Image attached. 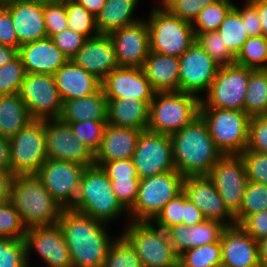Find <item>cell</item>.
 I'll list each match as a JSON object with an SVG mask.
<instances>
[{
  "mask_svg": "<svg viewBox=\"0 0 267 267\" xmlns=\"http://www.w3.org/2000/svg\"><path fill=\"white\" fill-rule=\"evenodd\" d=\"M57 223L70 251L72 267H103L114 241L104 228L106 223L71 208L62 210Z\"/></svg>",
  "mask_w": 267,
  "mask_h": 267,
  "instance_id": "obj_1",
  "label": "cell"
},
{
  "mask_svg": "<svg viewBox=\"0 0 267 267\" xmlns=\"http://www.w3.org/2000/svg\"><path fill=\"white\" fill-rule=\"evenodd\" d=\"M171 141L175 169L184 177L208 175L223 156L200 115L172 134Z\"/></svg>",
  "mask_w": 267,
  "mask_h": 267,
  "instance_id": "obj_2",
  "label": "cell"
},
{
  "mask_svg": "<svg viewBox=\"0 0 267 267\" xmlns=\"http://www.w3.org/2000/svg\"><path fill=\"white\" fill-rule=\"evenodd\" d=\"M10 202L26 229L56 224L63 210L36 175L15 176Z\"/></svg>",
  "mask_w": 267,
  "mask_h": 267,
  "instance_id": "obj_3",
  "label": "cell"
},
{
  "mask_svg": "<svg viewBox=\"0 0 267 267\" xmlns=\"http://www.w3.org/2000/svg\"><path fill=\"white\" fill-rule=\"evenodd\" d=\"M71 209L103 223L127 211L114 194L110 179L97 165L88 166L83 171L79 192Z\"/></svg>",
  "mask_w": 267,
  "mask_h": 267,
  "instance_id": "obj_4",
  "label": "cell"
},
{
  "mask_svg": "<svg viewBox=\"0 0 267 267\" xmlns=\"http://www.w3.org/2000/svg\"><path fill=\"white\" fill-rule=\"evenodd\" d=\"M201 97L181 91L155 92L149 104L152 132L172 135L199 116Z\"/></svg>",
  "mask_w": 267,
  "mask_h": 267,
  "instance_id": "obj_5",
  "label": "cell"
},
{
  "mask_svg": "<svg viewBox=\"0 0 267 267\" xmlns=\"http://www.w3.org/2000/svg\"><path fill=\"white\" fill-rule=\"evenodd\" d=\"M121 235L134 248L143 267H175L179 262L167 231L150 221H130Z\"/></svg>",
  "mask_w": 267,
  "mask_h": 267,
  "instance_id": "obj_6",
  "label": "cell"
},
{
  "mask_svg": "<svg viewBox=\"0 0 267 267\" xmlns=\"http://www.w3.org/2000/svg\"><path fill=\"white\" fill-rule=\"evenodd\" d=\"M182 176L176 170L140 179L134 205L127 211L130 221H152L162 208L183 191Z\"/></svg>",
  "mask_w": 267,
  "mask_h": 267,
  "instance_id": "obj_7",
  "label": "cell"
},
{
  "mask_svg": "<svg viewBox=\"0 0 267 267\" xmlns=\"http://www.w3.org/2000/svg\"><path fill=\"white\" fill-rule=\"evenodd\" d=\"M148 20L151 52L180 57L196 40L192 23L168 9H153Z\"/></svg>",
  "mask_w": 267,
  "mask_h": 267,
  "instance_id": "obj_8",
  "label": "cell"
},
{
  "mask_svg": "<svg viewBox=\"0 0 267 267\" xmlns=\"http://www.w3.org/2000/svg\"><path fill=\"white\" fill-rule=\"evenodd\" d=\"M216 147L223 155L240 154L248 143L250 117L245 111L199 108Z\"/></svg>",
  "mask_w": 267,
  "mask_h": 267,
  "instance_id": "obj_9",
  "label": "cell"
},
{
  "mask_svg": "<svg viewBox=\"0 0 267 267\" xmlns=\"http://www.w3.org/2000/svg\"><path fill=\"white\" fill-rule=\"evenodd\" d=\"M10 143V171L15 175H35L47 160L44 120L33 119Z\"/></svg>",
  "mask_w": 267,
  "mask_h": 267,
  "instance_id": "obj_10",
  "label": "cell"
},
{
  "mask_svg": "<svg viewBox=\"0 0 267 267\" xmlns=\"http://www.w3.org/2000/svg\"><path fill=\"white\" fill-rule=\"evenodd\" d=\"M250 68L236 63L220 66L200 108H223L244 111Z\"/></svg>",
  "mask_w": 267,
  "mask_h": 267,
  "instance_id": "obj_11",
  "label": "cell"
},
{
  "mask_svg": "<svg viewBox=\"0 0 267 267\" xmlns=\"http://www.w3.org/2000/svg\"><path fill=\"white\" fill-rule=\"evenodd\" d=\"M32 119H58L62 99L54 75L26 73L18 92Z\"/></svg>",
  "mask_w": 267,
  "mask_h": 267,
  "instance_id": "obj_12",
  "label": "cell"
},
{
  "mask_svg": "<svg viewBox=\"0 0 267 267\" xmlns=\"http://www.w3.org/2000/svg\"><path fill=\"white\" fill-rule=\"evenodd\" d=\"M85 166L63 160L48 159L42 164L36 177L63 208H72Z\"/></svg>",
  "mask_w": 267,
  "mask_h": 267,
  "instance_id": "obj_13",
  "label": "cell"
},
{
  "mask_svg": "<svg viewBox=\"0 0 267 267\" xmlns=\"http://www.w3.org/2000/svg\"><path fill=\"white\" fill-rule=\"evenodd\" d=\"M132 159L140 179L176 170L171 135L142 131Z\"/></svg>",
  "mask_w": 267,
  "mask_h": 267,
  "instance_id": "obj_14",
  "label": "cell"
},
{
  "mask_svg": "<svg viewBox=\"0 0 267 267\" xmlns=\"http://www.w3.org/2000/svg\"><path fill=\"white\" fill-rule=\"evenodd\" d=\"M223 199L228 211L235 217L240 212L248 178L239 154L223 155L207 175Z\"/></svg>",
  "mask_w": 267,
  "mask_h": 267,
  "instance_id": "obj_15",
  "label": "cell"
},
{
  "mask_svg": "<svg viewBox=\"0 0 267 267\" xmlns=\"http://www.w3.org/2000/svg\"><path fill=\"white\" fill-rule=\"evenodd\" d=\"M219 67L195 41L179 57V91L195 96L208 91Z\"/></svg>",
  "mask_w": 267,
  "mask_h": 267,
  "instance_id": "obj_16",
  "label": "cell"
},
{
  "mask_svg": "<svg viewBox=\"0 0 267 267\" xmlns=\"http://www.w3.org/2000/svg\"><path fill=\"white\" fill-rule=\"evenodd\" d=\"M47 158L75 162L85 167L94 165V154L73 133L69 124L59 119H45Z\"/></svg>",
  "mask_w": 267,
  "mask_h": 267,
  "instance_id": "obj_17",
  "label": "cell"
},
{
  "mask_svg": "<svg viewBox=\"0 0 267 267\" xmlns=\"http://www.w3.org/2000/svg\"><path fill=\"white\" fill-rule=\"evenodd\" d=\"M183 192L206 220L220 222L225 227L236 225L235 217L228 211L213 181L207 175L186 176Z\"/></svg>",
  "mask_w": 267,
  "mask_h": 267,
  "instance_id": "obj_18",
  "label": "cell"
},
{
  "mask_svg": "<svg viewBox=\"0 0 267 267\" xmlns=\"http://www.w3.org/2000/svg\"><path fill=\"white\" fill-rule=\"evenodd\" d=\"M24 240L27 263L34 248L48 267H72L70 251L58 223L26 229Z\"/></svg>",
  "mask_w": 267,
  "mask_h": 267,
  "instance_id": "obj_19",
  "label": "cell"
},
{
  "mask_svg": "<svg viewBox=\"0 0 267 267\" xmlns=\"http://www.w3.org/2000/svg\"><path fill=\"white\" fill-rule=\"evenodd\" d=\"M113 42L119 67L142 68L150 53L149 28L144 20L108 34Z\"/></svg>",
  "mask_w": 267,
  "mask_h": 267,
  "instance_id": "obj_20",
  "label": "cell"
},
{
  "mask_svg": "<svg viewBox=\"0 0 267 267\" xmlns=\"http://www.w3.org/2000/svg\"><path fill=\"white\" fill-rule=\"evenodd\" d=\"M101 88L107 99L134 98L148 104L155 94L142 68L137 67L116 68L101 81Z\"/></svg>",
  "mask_w": 267,
  "mask_h": 267,
  "instance_id": "obj_21",
  "label": "cell"
},
{
  "mask_svg": "<svg viewBox=\"0 0 267 267\" xmlns=\"http://www.w3.org/2000/svg\"><path fill=\"white\" fill-rule=\"evenodd\" d=\"M220 244L222 267H261L258 241L239 225L225 227Z\"/></svg>",
  "mask_w": 267,
  "mask_h": 267,
  "instance_id": "obj_22",
  "label": "cell"
},
{
  "mask_svg": "<svg viewBox=\"0 0 267 267\" xmlns=\"http://www.w3.org/2000/svg\"><path fill=\"white\" fill-rule=\"evenodd\" d=\"M71 60L100 81L119 67L113 42L105 34L87 39Z\"/></svg>",
  "mask_w": 267,
  "mask_h": 267,
  "instance_id": "obj_23",
  "label": "cell"
},
{
  "mask_svg": "<svg viewBox=\"0 0 267 267\" xmlns=\"http://www.w3.org/2000/svg\"><path fill=\"white\" fill-rule=\"evenodd\" d=\"M14 29L21 45L47 38L43 17V4L29 0H17L7 4Z\"/></svg>",
  "mask_w": 267,
  "mask_h": 267,
  "instance_id": "obj_24",
  "label": "cell"
},
{
  "mask_svg": "<svg viewBox=\"0 0 267 267\" xmlns=\"http://www.w3.org/2000/svg\"><path fill=\"white\" fill-rule=\"evenodd\" d=\"M18 55L26 73L54 75L68 61L49 37L21 45Z\"/></svg>",
  "mask_w": 267,
  "mask_h": 267,
  "instance_id": "obj_25",
  "label": "cell"
},
{
  "mask_svg": "<svg viewBox=\"0 0 267 267\" xmlns=\"http://www.w3.org/2000/svg\"><path fill=\"white\" fill-rule=\"evenodd\" d=\"M62 101L86 97L101 88V81L72 60H68L54 74Z\"/></svg>",
  "mask_w": 267,
  "mask_h": 267,
  "instance_id": "obj_26",
  "label": "cell"
},
{
  "mask_svg": "<svg viewBox=\"0 0 267 267\" xmlns=\"http://www.w3.org/2000/svg\"><path fill=\"white\" fill-rule=\"evenodd\" d=\"M142 130L117 127L107 123L101 146L94 155V162L132 159Z\"/></svg>",
  "mask_w": 267,
  "mask_h": 267,
  "instance_id": "obj_27",
  "label": "cell"
},
{
  "mask_svg": "<svg viewBox=\"0 0 267 267\" xmlns=\"http://www.w3.org/2000/svg\"><path fill=\"white\" fill-rule=\"evenodd\" d=\"M224 228L220 222L205 219L191 227L179 224L171 226L166 231L176 253L180 255L185 250L218 242Z\"/></svg>",
  "mask_w": 267,
  "mask_h": 267,
  "instance_id": "obj_28",
  "label": "cell"
},
{
  "mask_svg": "<svg viewBox=\"0 0 267 267\" xmlns=\"http://www.w3.org/2000/svg\"><path fill=\"white\" fill-rule=\"evenodd\" d=\"M142 70L155 92L179 91V57L150 51Z\"/></svg>",
  "mask_w": 267,
  "mask_h": 267,
  "instance_id": "obj_29",
  "label": "cell"
},
{
  "mask_svg": "<svg viewBox=\"0 0 267 267\" xmlns=\"http://www.w3.org/2000/svg\"><path fill=\"white\" fill-rule=\"evenodd\" d=\"M107 123L117 127L147 130L149 104L134 98L107 99Z\"/></svg>",
  "mask_w": 267,
  "mask_h": 267,
  "instance_id": "obj_30",
  "label": "cell"
},
{
  "mask_svg": "<svg viewBox=\"0 0 267 267\" xmlns=\"http://www.w3.org/2000/svg\"><path fill=\"white\" fill-rule=\"evenodd\" d=\"M58 119L66 124L86 120L107 121V98L102 88L92 95L63 101Z\"/></svg>",
  "mask_w": 267,
  "mask_h": 267,
  "instance_id": "obj_31",
  "label": "cell"
},
{
  "mask_svg": "<svg viewBox=\"0 0 267 267\" xmlns=\"http://www.w3.org/2000/svg\"><path fill=\"white\" fill-rule=\"evenodd\" d=\"M139 0H107L96 16L99 34L108 35L112 31L140 21L132 17Z\"/></svg>",
  "mask_w": 267,
  "mask_h": 267,
  "instance_id": "obj_32",
  "label": "cell"
},
{
  "mask_svg": "<svg viewBox=\"0 0 267 267\" xmlns=\"http://www.w3.org/2000/svg\"><path fill=\"white\" fill-rule=\"evenodd\" d=\"M33 119L19 94L0 96V136L11 138Z\"/></svg>",
  "mask_w": 267,
  "mask_h": 267,
  "instance_id": "obj_33",
  "label": "cell"
},
{
  "mask_svg": "<svg viewBox=\"0 0 267 267\" xmlns=\"http://www.w3.org/2000/svg\"><path fill=\"white\" fill-rule=\"evenodd\" d=\"M244 111L250 118L267 114V69H250Z\"/></svg>",
  "mask_w": 267,
  "mask_h": 267,
  "instance_id": "obj_34",
  "label": "cell"
},
{
  "mask_svg": "<svg viewBox=\"0 0 267 267\" xmlns=\"http://www.w3.org/2000/svg\"><path fill=\"white\" fill-rule=\"evenodd\" d=\"M217 32L235 57L241 51L244 42L249 38L240 12L235 7L229 11Z\"/></svg>",
  "mask_w": 267,
  "mask_h": 267,
  "instance_id": "obj_35",
  "label": "cell"
},
{
  "mask_svg": "<svg viewBox=\"0 0 267 267\" xmlns=\"http://www.w3.org/2000/svg\"><path fill=\"white\" fill-rule=\"evenodd\" d=\"M179 262L185 267H221L220 240L185 250L179 255Z\"/></svg>",
  "mask_w": 267,
  "mask_h": 267,
  "instance_id": "obj_36",
  "label": "cell"
},
{
  "mask_svg": "<svg viewBox=\"0 0 267 267\" xmlns=\"http://www.w3.org/2000/svg\"><path fill=\"white\" fill-rule=\"evenodd\" d=\"M235 63L253 70L267 69V39L263 35L249 37L235 57Z\"/></svg>",
  "mask_w": 267,
  "mask_h": 267,
  "instance_id": "obj_37",
  "label": "cell"
},
{
  "mask_svg": "<svg viewBox=\"0 0 267 267\" xmlns=\"http://www.w3.org/2000/svg\"><path fill=\"white\" fill-rule=\"evenodd\" d=\"M234 5L231 0H219L206 6L192 23L194 33L217 31Z\"/></svg>",
  "mask_w": 267,
  "mask_h": 267,
  "instance_id": "obj_38",
  "label": "cell"
},
{
  "mask_svg": "<svg viewBox=\"0 0 267 267\" xmlns=\"http://www.w3.org/2000/svg\"><path fill=\"white\" fill-rule=\"evenodd\" d=\"M66 15L69 29L84 35L87 39L99 35L96 17L75 0H66Z\"/></svg>",
  "mask_w": 267,
  "mask_h": 267,
  "instance_id": "obj_39",
  "label": "cell"
},
{
  "mask_svg": "<svg viewBox=\"0 0 267 267\" xmlns=\"http://www.w3.org/2000/svg\"><path fill=\"white\" fill-rule=\"evenodd\" d=\"M196 42L220 66L235 63V56L230 52L217 31L195 33Z\"/></svg>",
  "mask_w": 267,
  "mask_h": 267,
  "instance_id": "obj_40",
  "label": "cell"
},
{
  "mask_svg": "<svg viewBox=\"0 0 267 267\" xmlns=\"http://www.w3.org/2000/svg\"><path fill=\"white\" fill-rule=\"evenodd\" d=\"M103 267H143L131 244L120 235L107 252Z\"/></svg>",
  "mask_w": 267,
  "mask_h": 267,
  "instance_id": "obj_41",
  "label": "cell"
},
{
  "mask_svg": "<svg viewBox=\"0 0 267 267\" xmlns=\"http://www.w3.org/2000/svg\"><path fill=\"white\" fill-rule=\"evenodd\" d=\"M264 210H267V185L248 181L240 212L235 216L236 224L244 217Z\"/></svg>",
  "mask_w": 267,
  "mask_h": 267,
  "instance_id": "obj_42",
  "label": "cell"
},
{
  "mask_svg": "<svg viewBox=\"0 0 267 267\" xmlns=\"http://www.w3.org/2000/svg\"><path fill=\"white\" fill-rule=\"evenodd\" d=\"M74 135L95 155L102 143L103 133L107 121L86 120L80 122H68Z\"/></svg>",
  "mask_w": 267,
  "mask_h": 267,
  "instance_id": "obj_43",
  "label": "cell"
},
{
  "mask_svg": "<svg viewBox=\"0 0 267 267\" xmlns=\"http://www.w3.org/2000/svg\"><path fill=\"white\" fill-rule=\"evenodd\" d=\"M26 75L20 56L0 68V96L17 94Z\"/></svg>",
  "mask_w": 267,
  "mask_h": 267,
  "instance_id": "obj_44",
  "label": "cell"
},
{
  "mask_svg": "<svg viewBox=\"0 0 267 267\" xmlns=\"http://www.w3.org/2000/svg\"><path fill=\"white\" fill-rule=\"evenodd\" d=\"M26 228L11 202L0 204V238L24 239Z\"/></svg>",
  "mask_w": 267,
  "mask_h": 267,
  "instance_id": "obj_45",
  "label": "cell"
},
{
  "mask_svg": "<svg viewBox=\"0 0 267 267\" xmlns=\"http://www.w3.org/2000/svg\"><path fill=\"white\" fill-rule=\"evenodd\" d=\"M24 239L0 238V267H28Z\"/></svg>",
  "mask_w": 267,
  "mask_h": 267,
  "instance_id": "obj_46",
  "label": "cell"
},
{
  "mask_svg": "<svg viewBox=\"0 0 267 267\" xmlns=\"http://www.w3.org/2000/svg\"><path fill=\"white\" fill-rule=\"evenodd\" d=\"M43 17L47 37L49 38L68 29L66 0L57 3L43 4Z\"/></svg>",
  "mask_w": 267,
  "mask_h": 267,
  "instance_id": "obj_47",
  "label": "cell"
},
{
  "mask_svg": "<svg viewBox=\"0 0 267 267\" xmlns=\"http://www.w3.org/2000/svg\"><path fill=\"white\" fill-rule=\"evenodd\" d=\"M184 213V192L172 198L151 221L156 227L167 230L171 226L182 224Z\"/></svg>",
  "mask_w": 267,
  "mask_h": 267,
  "instance_id": "obj_48",
  "label": "cell"
},
{
  "mask_svg": "<svg viewBox=\"0 0 267 267\" xmlns=\"http://www.w3.org/2000/svg\"><path fill=\"white\" fill-rule=\"evenodd\" d=\"M239 155L243 160L248 181L267 185V154L244 150Z\"/></svg>",
  "mask_w": 267,
  "mask_h": 267,
  "instance_id": "obj_49",
  "label": "cell"
},
{
  "mask_svg": "<svg viewBox=\"0 0 267 267\" xmlns=\"http://www.w3.org/2000/svg\"><path fill=\"white\" fill-rule=\"evenodd\" d=\"M245 150L267 154V116L250 118L248 143Z\"/></svg>",
  "mask_w": 267,
  "mask_h": 267,
  "instance_id": "obj_50",
  "label": "cell"
},
{
  "mask_svg": "<svg viewBox=\"0 0 267 267\" xmlns=\"http://www.w3.org/2000/svg\"><path fill=\"white\" fill-rule=\"evenodd\" d=\"M51 39L68 60H71L75 56L87 40L84 35L76 33L69 28L53 35Z\"/></svg>",
  "mask_w": 267,
  "mask_h": 267,
  "instance_id": "obj_51",
  "label": "cell"
},
{
  "mask_svg": "<svg viewBox=\"0 0 267 267\" xmlns=\"http://www.w3.org/2000/svg\"><path fill=\"white\" fill-rule=\"evenodd\" d=\"M110 181L118 201L128 211L136 200L140 179H110Z\"/></svg>",
  "mask_w": 267,
  "mask_h": 267,
  "instance_id": "obj_52",
  "label": "cell"
},
{
  "mask_svg": "<svg viewBox=\"0 0 267 267\" xmlns=\"http://www.w3.org/2000/svg\"><path fill=\"white\" fill-rule=\"evenodd\" d=\"M94 165L100 166L109 179H140L133 159L94 162Z\"/></svg>",
  "mask_w": 267,
  "mask_h": 267,
  "instance_id": "obj_53",
  "label": "cell"
},
{
  "mask_svg": "<svg viewBox=\"0 0 267 267\" xmlns=\"http://www.w3.org/2000/svg\"><path fill=\"white\" fill-rule=\"evenodd\" d=\"M219 0H177L168 10L182 20L193 23L199 12Z\"/></svg>",
  "mask_w": 267,
  "mask_h": 267,
  "instance_id": "obj_54",
  "label": "cell"
},
{
  "mask_svg": "<svg viewBox=\"0 0 267 267\" xmlns=\"http://www.w3.org/2000/svg\"><path fill=\"white\" fill-rule=\"evenodd\" d=\"M237 225L254 240L260 241L267 237V210L246 216Z\"/></svg>",
  "mask_w": 267,
  "mask_h": 267,
  "instance_id": "obj_55",
  "label": "cell"
},
{
  "mask_svg": "<svg viewBox=\"0 0 267 267\" xmlns=\"http://www.w3.org/2000/svg\"><path fill=\"white\" fill-rule=\"evenodd\" d=\"M245 2L243 9H239L237 5H234V7L240 12L249 37L260 36L262 35V27L257 8L249 0Z\"/></svg>",
  "mask_w": 267,
  "mask_h": 267,
  "instance_id": "obj_56",
  "label": "cell"
},
{
  "mask_svg": "<svg viewBox=\"0 0 267 267\" xmlns=\"http://www.w3.org/2000/svg\"><path fill=\"white\" fill-rule=\"evenodd\" d=\"M0 45L18 49V37L10 11L7 8L0 15Z\"/></svg>",
  "mask_w": 267,
  "mask_h": 267,
  "instance_id": "obj_57",
  "label": "cell"
},
{
  "mask_svg": "<svg viewBox=\"0 0 267 267\" xmlns=\"http://www.w3.org/2000/svg\"><path fill=\"white\" fill-rule=\"evenodd\" d=\"M205 220L202 212L186 197L184 193V213L182 225L189 227L202 223Z\"/></svg>",
  "mask_w": 267,
  "mask_h": 267,
  "instance_id": "obj_58",
  "label": "cell"
},
{
  "mask_svg": "<svg viewBox=\"0 0 267 267\" xmlns=\"http://www.w3.org/2000/svg\"><path fill=\"white\" fill-rule=\"evenodd\" d=\"M15 176L11 171L0 170V204L11 201V191Z\"/></svg>",
  "mask_w": 267,
  "mask_h": 267,
  "instance_id": "obj_59",
  "label": "cell"
},
{
  "mask_svg": "<svg viewBox=\"0 0 267 267\" xmlns=\"http://www.w3.org/2000/svg\"><path fill=\"white\" fill-rule=\"evenodd\" d=\"M0 170L10 171L9 139L0 136Z\"/></svg>",
  "mask_w": 267,
  "mask_h": 267,
  "instance_id": "obj_60",
  "label": "cell"
},
{
  "mask_svg": "<svg viewBox=\"0 0 267 267\" xmlns=\"http://www.w3.org/2000/svg\"><path fill=\"white\" fill-rule=\"evenodd\" d=\"M258 11L262 27V35L267 39V0H249Z\"/></svg>",
  "mask_w": 267,
  "mask_h": 267,
  "instance_id": "obj_61",
  "label": "cell"
},
{
  "mask_svg": "<svg viewBox=\"0 0 267 267\" xmlns=\"http://www.w3.org/2000/svg\"><path fill=\"white\" fill-rule=\"evenodd\" d=\"M95 17L100 13L107 0H75Z\"/></svg>",
  "mask_w": 267,
  "mask_h": 267,
  "instance_id": "obj_62",
  "label": "cell"
},
{
  "mask_svg": "<svg viewBox=\"0 0 267 267\" xmlns=\"http://www.w3.org/2000/svg\"><path fill=\"white\" fill-rule=\"evenodd\" d=\"M18 56V49L0 45V68Z\"/></svg>",
  "mask_w": 267,
  "mask_h": 267,
  "instance_id": "obj_63",
  "label": "cell"
},
{
  "mask_svg": "<svg viewBox=\"0 0 267 267\" xmlns=\"http://www.w3.org/2000/svg\"><path fill=\"white\" fill-rule=\"evenodd\" d=\"M261 267H267V237L258 241Z\"/></svg>",
  "mask_w": 267,
  "mask_h": 267,
  "instance_id": "obj_64",
  "label": "cell"
},
{
  "mask_svg": "<svg viewBox=\"0 0 267 267\" xmlns=\"http://www.w3.org/2000/svg\"><path fill=\"white\" fill-rule=\"evenodd\" d=\"M177 0H161V7H156L157 9H168Z\"/></svg>",
  "mask_w": 267,
  "mask_h": 267,
  "instance_id": "obj_65",
  "label": "cell"
},
{
  "mask_svg": "<svg viewBox=\"0 0 267 267\" xmlns=\"http://www.w3.org/2000/svg\"><path fill=\"white\" fill-rule=\"evenodd\" d=\"M29 1H34L36 3H41V4H50V3H57L63 0H29Z\"/></svg>",
  "mask_w": 267,
  "mask_h": 267,
  "instance_id": "obj_66",
  "label": "cell"
},
{
  "mask_svg": "<svg viewBox=\"0 0 267 267\" xmlns=\"http://www.w3.org/2000/svg\"><path fill=\"white\" fill-rule=\"evenodd\" d=\"M7 8V3L3 0H0V15Z\"/></svg>",
  "mask_w": 267,
  "mask_h": 267,
  "instance_id": "obj_67",
  "label": "cell"
},
{
  "mask_svg": "<svg viewBox=\"0 0 267 267\" xmlns=\"http://www.w3.org/2000/svg\"><path fill=\"white\" fill-rule=\"evenodd\" d=\"M3 1H5L8 4V3H11V2H14V1H17V0H3Z\"/></svg>",
  "mask_w": 267,
  "mask_h": 267,
  "instance_id": "obj_68",
  "label": "cell"
},
{
  "mask_svg": "<svg viewBox=\"0 0 267 267\" xmlns=\"http://www.w3.org/2000/svg\"><path fill=\"white\" fill-rule=\"evenodd\" d=\"M175 267H185V266H183L180 262H178Z\"/></svg>",
  "mask_w": 267,
  "mask_h": 267,
  "instance_id": "obj_69",
  "label": "cell"
}]
</instances>
